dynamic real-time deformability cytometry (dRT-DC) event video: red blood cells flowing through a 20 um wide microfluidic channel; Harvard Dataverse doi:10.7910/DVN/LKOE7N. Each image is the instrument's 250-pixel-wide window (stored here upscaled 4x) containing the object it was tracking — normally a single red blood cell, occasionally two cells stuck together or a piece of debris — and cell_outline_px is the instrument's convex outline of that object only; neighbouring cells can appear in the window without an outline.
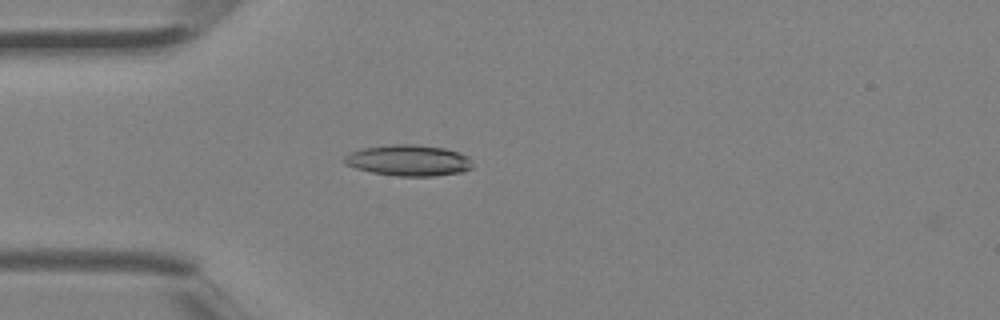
{"species": "Egyptian fruit bat (a non-hibernating species)", "species_latin": "Rousettus aegyptiacus", "temperature_condition": "room temperature", "stored_images_in_passage": 1, "camera_frame_rate_fps": 3000, "um_per_image_px": 0.085, "animal": {"sex": "female"}, "frame": {"image": 1, "passage_image": 1, "time_ms": 0.0, "image_size_px": [1000, 320], "cell_outline_px": [[472, 168], [464, 172], [436, 176], [396, 176], [372, 172], [356, 168], [344, 164], [344, 156], [360, 148], [388, 144], [416, 144], [444, 148], [460, 152], [468, 156], [472, 160]], "centroid_in_image_um": [34.75, 13.63], "position_along_channel_um": 50.2, "area_um2": 23.52}}